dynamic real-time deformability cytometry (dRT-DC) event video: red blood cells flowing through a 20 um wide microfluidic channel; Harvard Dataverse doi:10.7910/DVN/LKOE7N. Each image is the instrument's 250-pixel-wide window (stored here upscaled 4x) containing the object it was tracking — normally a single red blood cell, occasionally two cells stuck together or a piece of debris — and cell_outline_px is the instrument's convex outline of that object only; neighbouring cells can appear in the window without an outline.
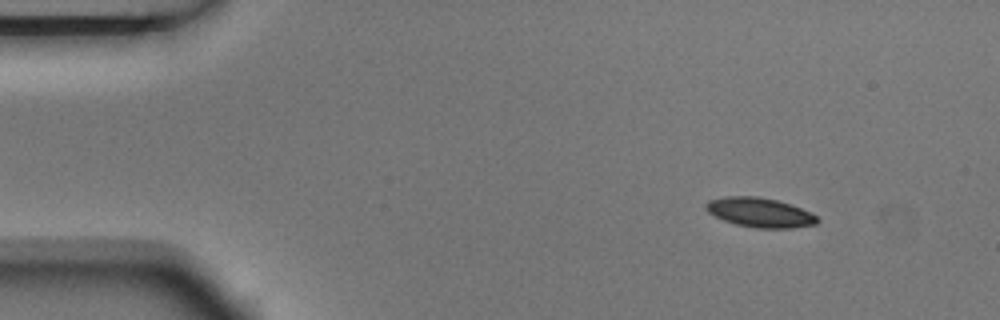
{"species": "Egyptian fruit bat (a non-hibernating species)", "species_latin": "Rousettus aegyptiacus", "temperature_condition": "room temperature", "stored_images_in_passage": 4, "camera_frame_rate_fps": 3000, "um_per_image_px": 0.085, "animal": {"sex": "male"}, "frame": {"image": 1, "passage_image": 1, "time_ms": 0.0, "image_size_px": [1000, 320], "cell_outline_px": [[820, 220], [816, 224], [792, 228], [756, 228], [736, 224], [724, 220], [708, 212], [704, 208], [704, 204], [708, 200], [724, 196], [756, 196], [776, 200], [800, 208], [816, 216]], "centroid_in_image_um": [64.54, 18.06], "position_along_channel_um": 20.5, "area_um2": 19.02}}
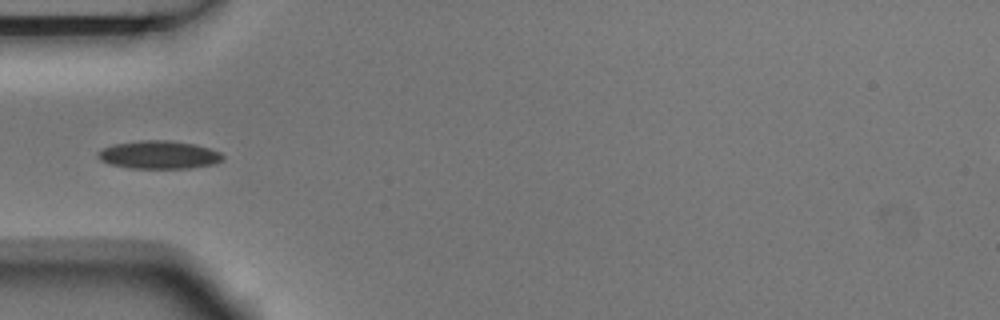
{"frame": {"image": 2, "passage_image": 4, "time_ms": 1.0, "image_size_px": [1000, 320], "cell_outline_px": [[224, 160], [216, 164], [192, 168], [128, 168], [108, 164], [100, 160], [96, 156], [96, 152], [112, 144], [140, 140], [168, 140], [196, 144], [220, 152], [224, 156]], "centroid_in_image_um": [13.5, 13.16], "position_along_channel_um": 71.5, "area_um2": 20.75}}